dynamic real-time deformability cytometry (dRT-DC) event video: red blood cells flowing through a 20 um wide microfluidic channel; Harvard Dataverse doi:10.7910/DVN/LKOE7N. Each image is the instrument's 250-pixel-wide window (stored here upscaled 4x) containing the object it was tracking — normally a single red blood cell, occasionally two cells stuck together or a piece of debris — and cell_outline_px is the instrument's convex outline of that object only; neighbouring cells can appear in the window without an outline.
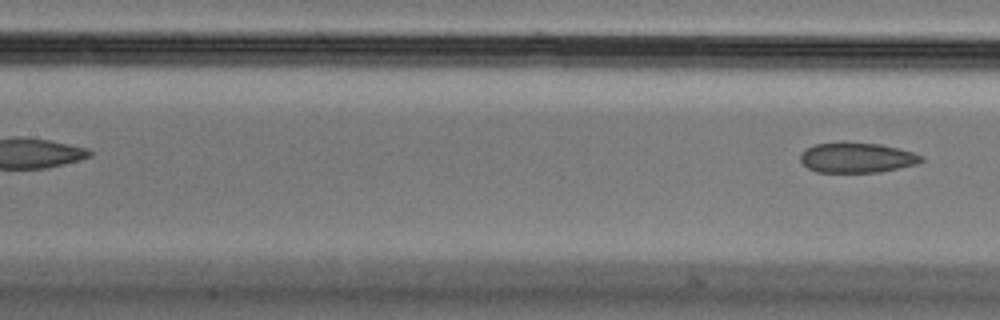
{"species": "Egyptian fruit bat (a non-hibernating species)", "species_latin": "Rousettus aegyptiacus", "temperature_condition": "cold", "stored_images_in_passage": 7, "segment_of_instrument_passage": [2, 2], "camera_frame_rate_fps": 3000, "um_per_image_px": 0.085, "animal": {"sex": "male"}, "frame": {"image": 1, "passage_image": 7, "time_ms": 2.0, "image_size_px": [1000, 320], "cell_outline_px": [[924, 160], [916, 164], [900, 168], [880, 172], [816, 172], [808, 168], [800, 160], [800, 152], [816, 144], [844, 140], [880, 144], [900, 148], [924, 156]], "centroid_in_image_um": [72.83, 13.37], "position_along_channel_um": 134.6, "area_um2": 21.73}}